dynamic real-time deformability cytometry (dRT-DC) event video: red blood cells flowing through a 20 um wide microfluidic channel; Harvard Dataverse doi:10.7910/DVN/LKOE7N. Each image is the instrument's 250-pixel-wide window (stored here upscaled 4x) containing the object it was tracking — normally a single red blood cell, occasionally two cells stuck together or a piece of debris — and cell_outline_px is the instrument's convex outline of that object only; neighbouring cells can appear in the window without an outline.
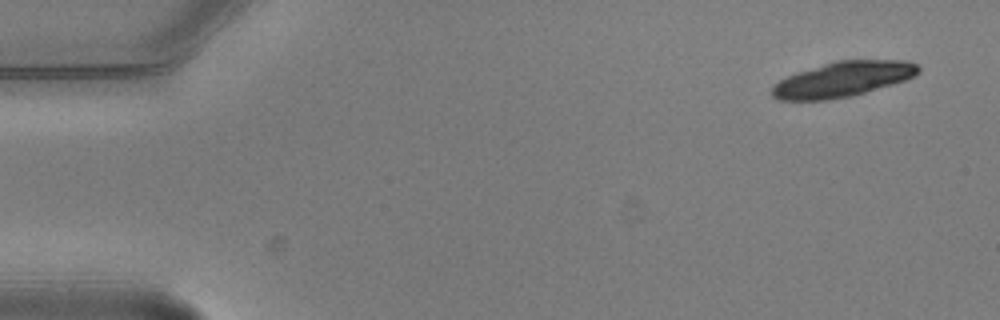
{"species": "common noctule bat (a hibernating species)", "species_latin": "Nyctalus noctula", "temperature_condition": "warm", "stored_images_in_passage": 5, "camera_frame_rate_fps": 3000, "um_per_image_px": 0.085, "animal": {"sex": "male", "body_mass_g": 20.5, "forearm_length_mm": 52.5}, "frame": {"image": 1, "passage_image": 1, "time_ms": 0.0, "image_size_px": [1000, 320], "cell_outline_px": [[920, 72], [916, 76], [892, 84], [852, 96], [828, 100], [776, 100], [772, 96], [772, 84], [796, 72], [836, 60], [908, 60], [916, 64], [920, 68]], "centroid_in_image_um": [71.63, 6.74], "position_along_channel_um": 13.4, "area_um2": 30.11}}